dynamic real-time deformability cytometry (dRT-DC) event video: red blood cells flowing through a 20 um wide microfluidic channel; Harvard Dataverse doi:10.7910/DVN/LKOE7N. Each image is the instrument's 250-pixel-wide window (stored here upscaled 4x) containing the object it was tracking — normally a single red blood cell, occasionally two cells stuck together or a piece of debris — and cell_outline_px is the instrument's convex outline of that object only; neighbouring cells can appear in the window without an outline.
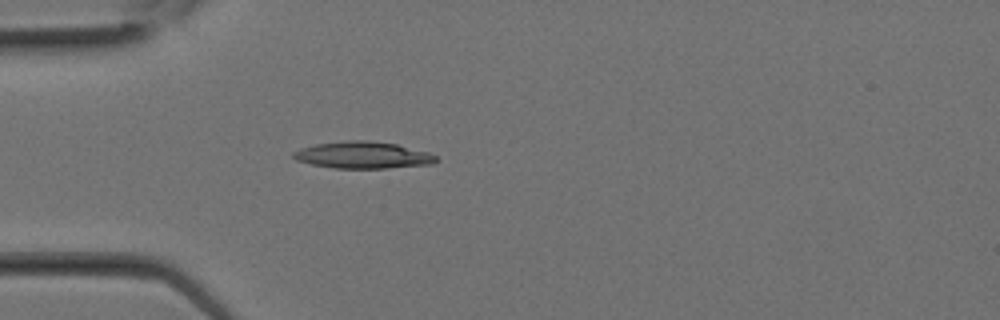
{"species": "Egyptian fruit bat (a non-hibernating species)", "species_latin": "Rousettus aegyptiacus", "temperature_condition": "room temperature", "stored_images_in_passage": 9, "camera_frame_rate_fps": 3000, "um_per_image_px": 0.085, "animal": {"sex": "female"}, "frame": {"image": 1, "passage_image": 7, "time_ms": 2.0, "image_size_px": [1000, 320], "cell_outline_px": [[436, 160], [432, 164], [388, 168], [336, 168], [312, 164], [296, 160], [292, 156], [292, 152], [300, 148], [316, 144], [344, 140], [368, 140], [396, 144], [428, 152], [436, 156]], "centroid_in_image_um": [30.82, 13.17], "position_along_channel_um": 54.2, "area_um2": 22.25}}
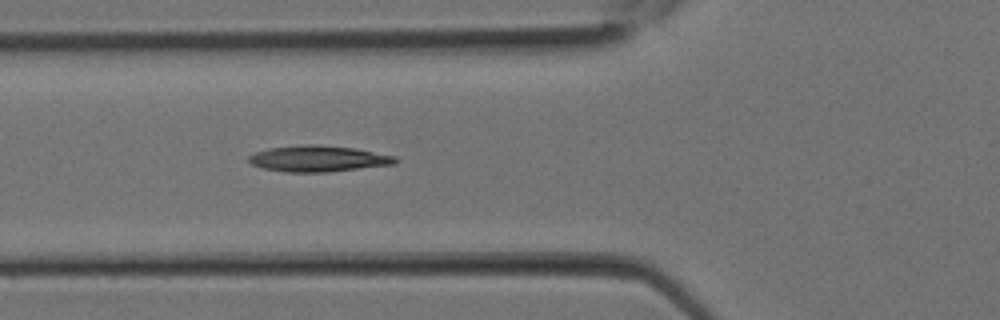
{"frame": {"image": 2, "passage_image": 9, "time_ms": 2.667, "image_size_px": [1000, 320], "cell_outline_px": [[400, 160], [396, 164], [328, 172], [288, 172], [264, 168], [252, 164], [248, 160], [248, 156], [256, 152], [268, 148], [312, 144], [356, 148], [396, 156]], "centroid_in_image_um": [27.11, 13.49], "position_along_channel_um": 98.7, "area_um2": 22.25}}